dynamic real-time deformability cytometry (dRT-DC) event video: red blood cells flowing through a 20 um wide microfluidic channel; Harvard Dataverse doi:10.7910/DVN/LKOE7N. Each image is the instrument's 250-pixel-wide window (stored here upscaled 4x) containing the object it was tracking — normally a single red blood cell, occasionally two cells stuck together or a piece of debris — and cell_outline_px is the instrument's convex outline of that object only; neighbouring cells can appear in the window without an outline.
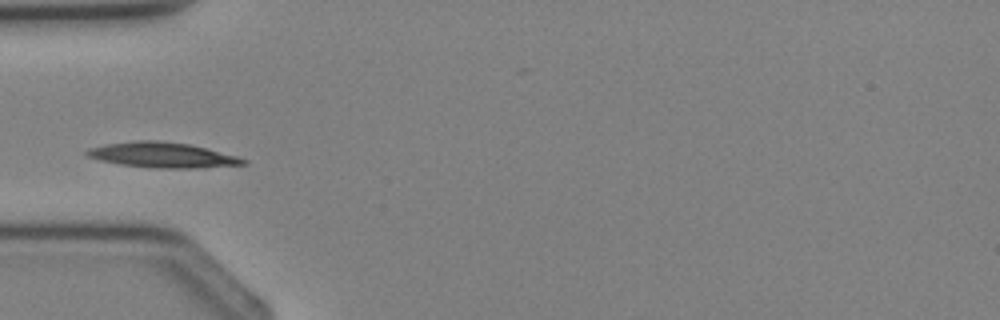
{"species": "Egyptian fruit bat (a non-hibernating species)", "species_latin": "Rousettus aegyptiacus", "temperature_condition": "cold", "stored_images_in_passage": 3, "camera_frame_rate_fps": 3000, "um_per_image_px": 0.085, "animal": {"sex": "female"}, "frame": {"image": 1, "passage_image": 3, "time_ms": 2.333, "image_size_px": [1000, 320], "cell_outline_px": [[248, 164], [204, 168], [152, 168], [120, 164], [100, 160], [88, 156], [84, 152], [88, 148], [108, 144], [136, 140], [160, 140], [188, 144], [236, 156], [248, 160]], "centroid_in_image_um": [13.82, 13.18], "position_along_channel_um": 71.2, "area_um2": 22.95}}